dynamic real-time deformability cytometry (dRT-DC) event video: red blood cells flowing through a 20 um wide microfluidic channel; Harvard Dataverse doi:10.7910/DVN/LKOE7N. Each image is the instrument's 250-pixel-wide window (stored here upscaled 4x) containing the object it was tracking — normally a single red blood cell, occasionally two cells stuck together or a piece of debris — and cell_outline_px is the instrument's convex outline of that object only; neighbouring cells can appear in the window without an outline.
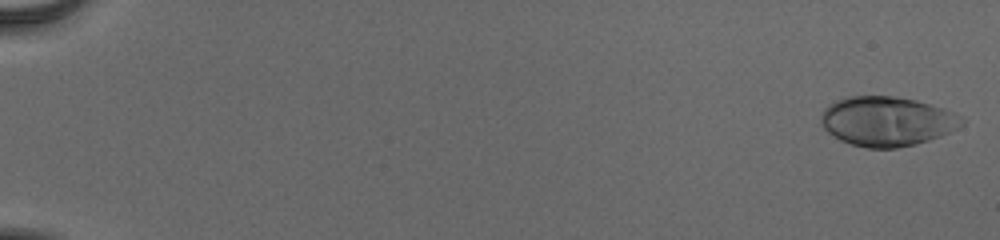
{"species": "human", "species_latin": "Homo sapiens", "temperature_condition": "cold", "stored_images_in_passage": 54, "camera_frame_rate_fps": 3000, "um_per_image_px": 0.085, "donor": {"sex": "male"}, "frame": {"image": 1, "passage_image": 1, "time_ms": 0.0, "image_size_px": [1000, 240], "cell_outline_px": [[964, 124], [940, 136], [916, 144], [896, 148], [868, 148], [852, 144], [840, 140], [832, 136], [820, 124], [820, 116], [824, 108], [828, 104], [836, 100], [848, 96], [892, 96], [916, 100], [944, 108], [960, 116], [964, 120]], "centroid_in_image_um": [75.35, 10.3], "position_along_channel_um": 9.7, "area_um2": 40.69}}
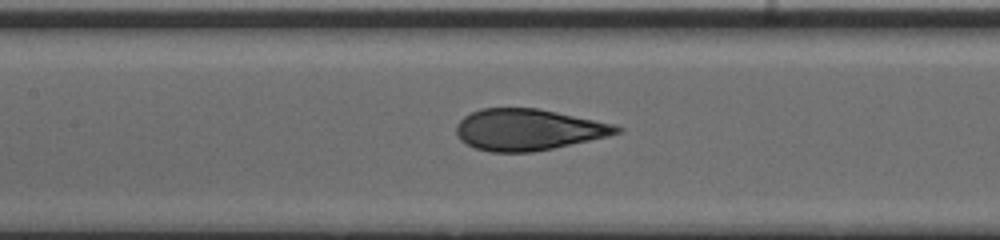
{"frame": {"image": 2, "passage_image": 28, "time_ms": 9.0, "image_size_px": [1000, 240], "cell_outline_px": [[624, 128], [620, 132], [608, 136], [552, 148], [532, 152], [492, 152], [476, 148], [460, 140], [456, 132], [456, 124], [464, 116], [472, 112], [484, 108], [536, 108], [616, 124]], "centroid_in_image_um": [44.89, 11.02], "position_along_channel_um": 162.5, "area_um2": 38.38}}
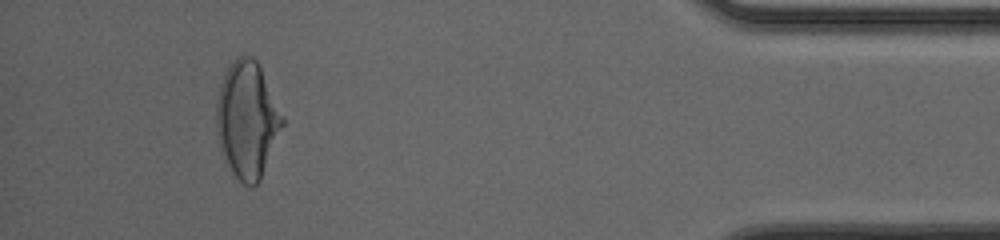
{"frame": {"image": 3, "passage_image": 51, "time_ms": 16.667, "image_size_px": [1000, 240], "cell_outline_px": [[284, 124], [260, 180], [252, 188], [248, 188], [232, 172], [224, 160], [220, 152], [216, 132], [216, 104], [220, 84], [224, 72], [232, 60], [236, 56], [252, 56], [256, 60], [284, 116]], "centroid_in_image_um": [20.99, 10.19], "position_along_channel_um": 414.2, "area_um2": 45.03}, "authors_computed_cell_mechanics": {"area_um2": 39.1884, "velocity_mm_per_s": 3.9137, "shape_relaxation_time_tau1_ms": 5.5958, "shape_relaxation_time_tau2_ms": null, "deformation_change_tau1": 0.2304, "deformation_change_tau2": null}}